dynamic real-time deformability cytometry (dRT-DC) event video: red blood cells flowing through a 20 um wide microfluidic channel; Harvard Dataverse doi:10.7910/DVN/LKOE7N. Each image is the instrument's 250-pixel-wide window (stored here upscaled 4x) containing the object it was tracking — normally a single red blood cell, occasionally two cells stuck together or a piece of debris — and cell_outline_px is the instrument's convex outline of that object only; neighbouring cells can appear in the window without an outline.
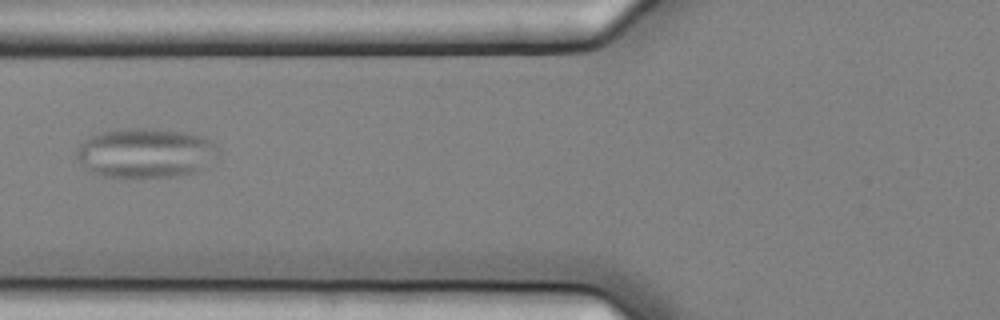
{"species": "common noctule bat (a hibernating species)", "species_latin": "Nyctalus noctula", "temperature_condition": "cold", "stored_images_in_passage": 5, "camera_frame_rate_fps": 3000, "um_per_image_px": 0.085, "animal": {"sex": "female", "body_mass_g": 25.1}, "frame": {"image": 1, "passage_image": 5, "time_ms": 1.333, "image_size_px": [1000, 320], "cell_outline_px": [[220, 152], [216, 156], [196, 172], [172, 176], [104, 176], [92, 172], [76, 156], [76, 152], [80, 144], [84, 140], [100, 132], [124, 128], [156, 128], [184, 132], [200, 136], [216, 144]], "centroid_in_image_um": [12.38, 12.97], "position_along_channel_um": 113.4, "area_um2": 40.34}}